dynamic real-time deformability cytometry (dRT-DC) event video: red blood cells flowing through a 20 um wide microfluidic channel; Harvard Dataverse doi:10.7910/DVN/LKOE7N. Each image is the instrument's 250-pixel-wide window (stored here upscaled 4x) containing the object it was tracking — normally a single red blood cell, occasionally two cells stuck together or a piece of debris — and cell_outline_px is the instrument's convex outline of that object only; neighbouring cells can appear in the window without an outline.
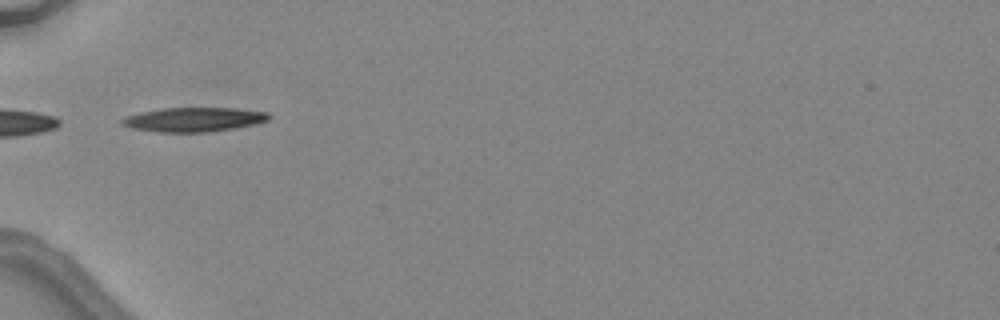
{"species": "common noctule bat (a hibernating species)", "species_latin": "Nyctalus noctula", "temperature_condition": "warm", "stored_images_in_passage": 2, "camera_frame_rate_fps": 3000, "um_per_image_px": 0.085, "animal": {"sex": "female", "body_mass_g": 24.6, "forearm_length_mm": 56.2}, "frame": {"image": 1, "passage_image": 1, "time_ms": 0.0, "image_size_px": [1000, 320], "cell_outline_px": [[272, 116], [268, 120], [252, 124], [232, 128], [208, 132], [160, 132], [132, 128], [120, 124], [120, 120], [124, 116], [140, 112], [160, 108], [236, 108], [268, 112]], "centroid_in_image_um": [16.43, 10.15], "position_along_channel_um": 68.6, "area_um2": 20.75}}